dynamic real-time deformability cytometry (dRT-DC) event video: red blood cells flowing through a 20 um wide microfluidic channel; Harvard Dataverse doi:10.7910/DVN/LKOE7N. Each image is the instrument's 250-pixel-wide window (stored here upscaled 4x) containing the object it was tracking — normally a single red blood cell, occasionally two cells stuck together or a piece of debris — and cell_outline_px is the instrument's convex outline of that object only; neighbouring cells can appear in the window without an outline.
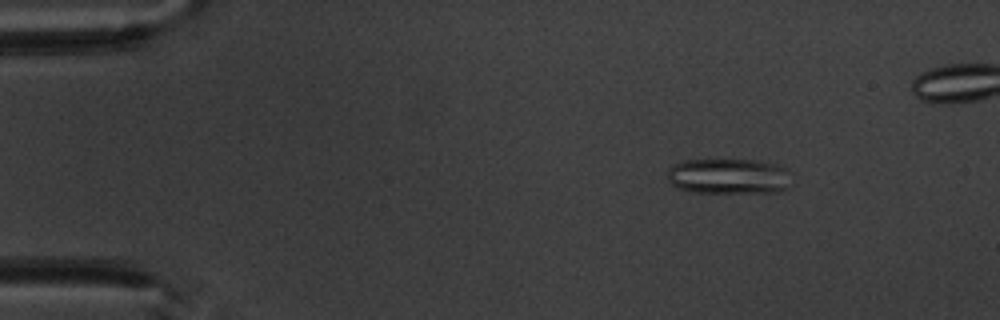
{"species": "common noctule bat (a hibernating species)", "species_latin": "Nyctalus noctula", "temperature_condition": "warm", "stored_images_in_passage": 5, "camera_frame_rate_fps": 3000, "um_per_image_px": 0.085, "animal": {"sex": "male", "body_mass_g": 20.1, "forearm_length_mm": 53.5}, "frame": {"image": 1, "passage_image": 2, "time_ms": 1.333, "image_size_px": [1000, 320], "cell_outline_px": [[788, 188], [776, 192], [696, 192], [680, 188], [672, 184], [668, 180], [668, 168], [672, 164], [684, 160], [756, 160], [776, 164], [788, 168]], "centroid_in_image_um": [61.93, 14.97], "position_along_channel_um": 23.1, "area_um2": 25.55}}